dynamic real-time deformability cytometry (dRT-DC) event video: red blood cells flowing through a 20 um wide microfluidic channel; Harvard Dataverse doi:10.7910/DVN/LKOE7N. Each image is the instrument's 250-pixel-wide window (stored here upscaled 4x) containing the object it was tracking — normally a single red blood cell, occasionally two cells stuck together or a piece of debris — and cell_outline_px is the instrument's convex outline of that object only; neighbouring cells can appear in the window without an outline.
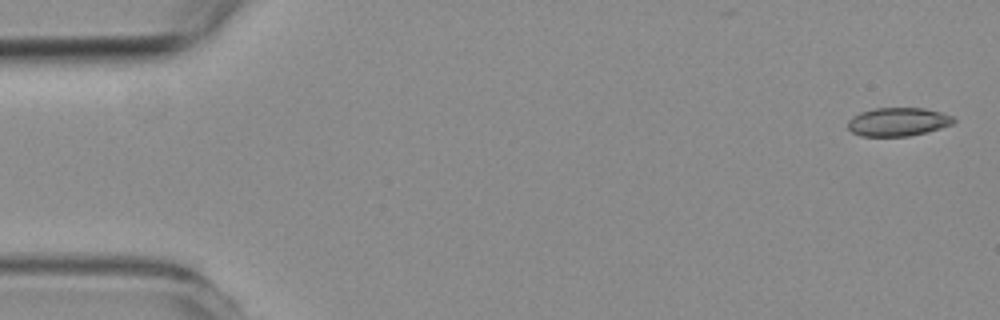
{"species": "common noctule bat (a hibernating species)", "species_latin": "Nyctalus noctula", "temperature_condition": "room temperature", "stored_images_in_passage": 5, "camera_frame_rate_fps": 3000, "um_per_image_px": 0.085, "animal": {"sex": "female", "body_mass_g": 19.3, "forearm_length_mm": 54.1}, "frame": {"image": 1, "passage_image": 1, "time_ms": 0.0, "image_size_px": [1000, 320], "cell_outline_px": [[956, 120], [952, 124], [928, 132], [908, 136], [860, 136], [852, 132], [848, 128], [848, 120], [852, 116], [860, 112], [876, 108], [924, 108], [940, 112], [952, 116]], "centroid_in_image_um": [76.31, 10.36], "position_along_channel_um": 8.7, "area_um2": 17.57}}
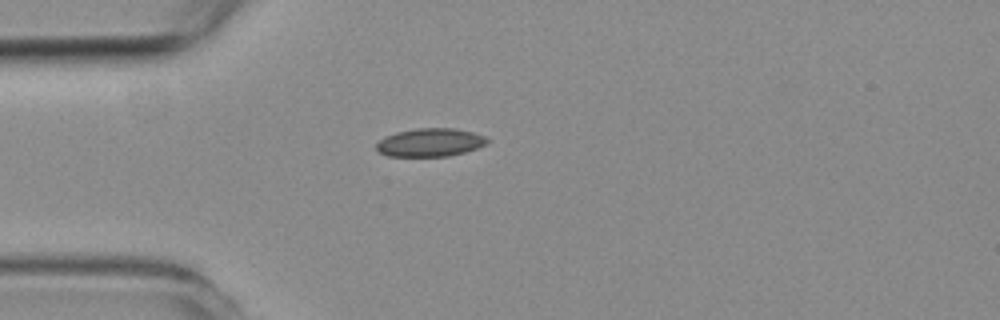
{"frame": {"image": 2, "passage_image": 4, "time_ms": 4.333, "image_size_px": [1000, 320], "cell_outline_px": [[488, 144], [464, 152], [448, 156], [388, 156], [376, 152], [376, 144], [384, 136], [396, 132], [416, 128], [456, 128], [488, 136]], "centroid_in_image_um": [36.55, 12.1], "position_along_channel_um": 48.4, "area_um2": 18.44}}